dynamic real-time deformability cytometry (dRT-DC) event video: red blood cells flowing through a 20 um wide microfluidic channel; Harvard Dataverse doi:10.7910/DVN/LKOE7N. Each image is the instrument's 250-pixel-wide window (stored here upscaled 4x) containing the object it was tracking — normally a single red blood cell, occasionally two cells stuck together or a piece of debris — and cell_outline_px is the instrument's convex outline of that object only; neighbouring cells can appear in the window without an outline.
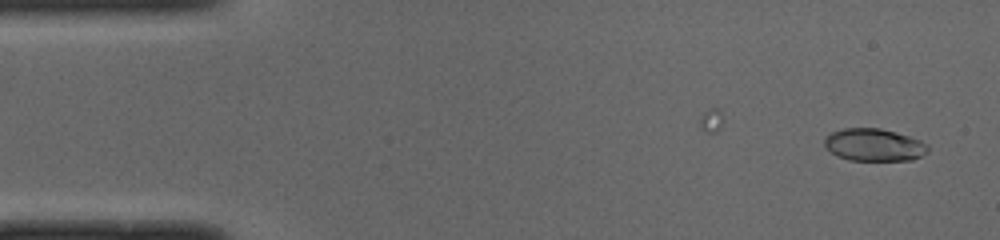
{"species": "common noctule bat (a hibernating species)", "species_latin": "Nyctalus noctula", "temperature_condition": "cold", "stored_images_in_passage": 40, "camera_frame_rate_fps": 3000, "um_per_image_px": 0.085, "animal": {"sex": "male", "body_mass_g": 19.0, "forearm_length_mm": 50.8}, "frame": {"image": 1, "passage_image": 2, "time_ms": 0.333, "image_size_px": [1000, 240], "cell_outline_px": [[928, 152], [912, 160], [848, 160], [836, 156], [824, 144], [824, 140], [832, 132], [844, 128], [880, 128], [896, 132], [920, 140], [928, 144]], "centroid_in_image_um": [74.31, 12.31], "position_along_channel_um": 10.7, "area_um2": 19.48}}
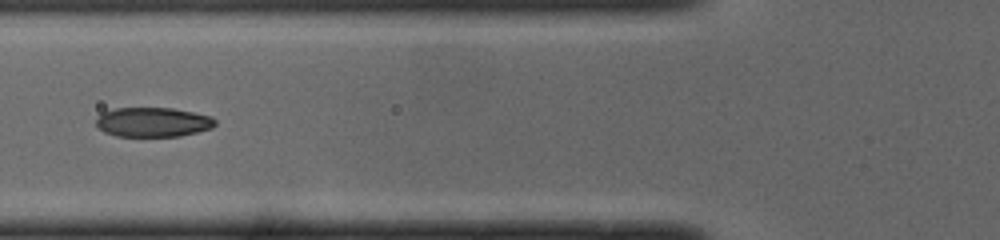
{"frame": {"image": 2, "passage_image": 18, "time_ms": 5.667, "image_size_px": [1000, 240], "cell_outline_px": [[216, 124], [212, 128], [180, 136], [116, 136], [104, 132], [96, 124], [96, 120], [104, 112], [116, 108], [172, 108], [212, 116], [216, 120]], "centroid_in_image_um": [13.03, 10.38], "position_along_channel_um": 112.8, "area_um2": 20.35}}
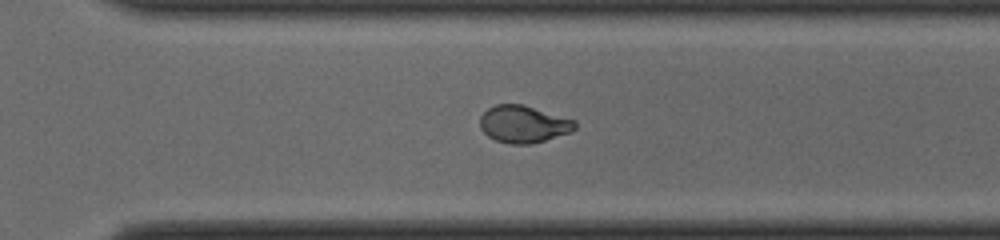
{"frame": {"image": 3, "passage_image": 34, "time_ms": 11.0, "image_size_px": [1000, 240], "cell_outline_px": [[576, 128], [572, 132], [532, 144], [512, 144], [496, 140], [488, 136], [480, 128], [480, 116], [488, 108], [496, 104], [524, 104], [576, 120]], "centroid_in_image_um": [44.51, 10.54], "position_along_channel_um": 326.1, "area_um2": 20.75}, "authors_computed_cell_mechanics": {"area_um2": 20.6635, "velocity_mm_per_s": 4.0018, "shape_relaxation_time_tau1_ms": 4.8054, "shape_relaxation_time_tau2_ms": 1.2052, "deformation_change_tau1": 0.193, "deformation_change_tau2": 0.059}}